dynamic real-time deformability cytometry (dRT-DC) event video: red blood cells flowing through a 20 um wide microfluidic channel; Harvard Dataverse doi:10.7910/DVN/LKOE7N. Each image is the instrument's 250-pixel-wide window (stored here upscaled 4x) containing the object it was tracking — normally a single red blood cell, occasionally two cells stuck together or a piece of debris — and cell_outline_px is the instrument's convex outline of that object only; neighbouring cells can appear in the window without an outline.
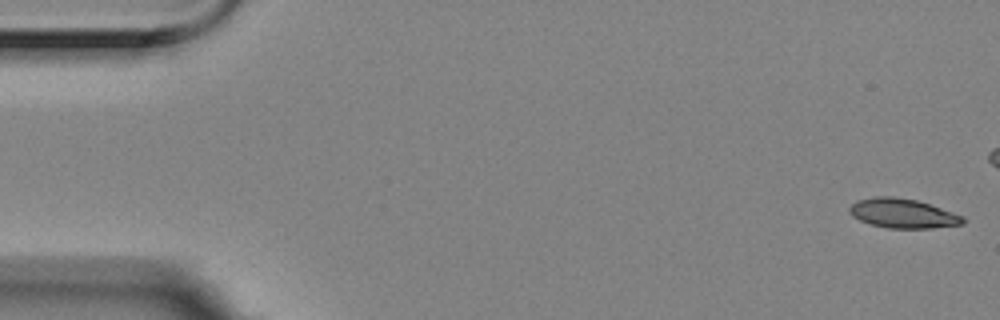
{"species": "Egyptian fruit bat (a non-hibernating species)", "species_latin": "Rousettus aegyptiacus", "temperature_condition": "room temperature", "stored_images_in_passage": 46, "camera_frame_rate_fps": 3000, "um_per_image_px": 0.085, "animal": {"sex": "female"}, "frame": {"image": 1, "passage_image": 1, "time_ms": 0.0, "image_size_px": [1000, 320], "cell_outline_px": [[968, 220], [964, 224], [928, 228], [888, 228], [872, 224], [860, 220], [852, 216], [848, 212], [848, 208], [856, 200], [876, 196], [892, 196], [916, 200], [964, 216]], "centroid_in_image_um": [76.73, 18.13], "position_along_channel_um": 8.3, "area_um2": 19.42}}
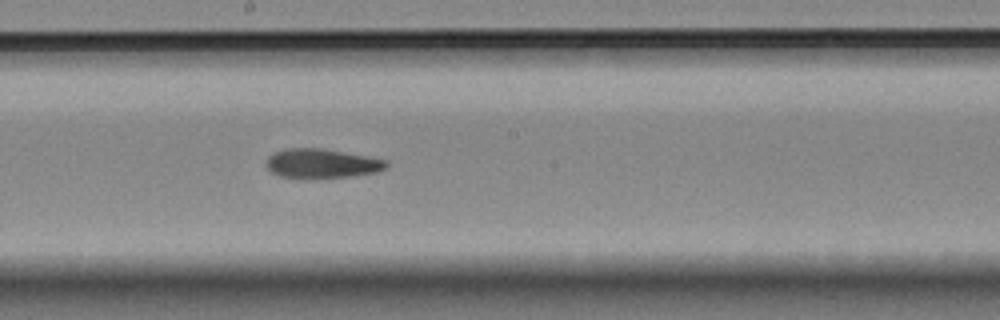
{"frame": {"image": 2, "passage_image": 30, "time_ms": 9.667, "image_size_px": [1000, 320], "cell_outline_px": [[388, 168], [376, 172], [352, 176], [280, 176], [272, 172], [264, 164], [268, 156], [272, 152], [288, 148], [320, 148], [368, 156], [388, 160]], "centroid_in_image_um": [27.37, 13.86], "position_along_channel_um": 220.8, "area_um2": 20.06}}
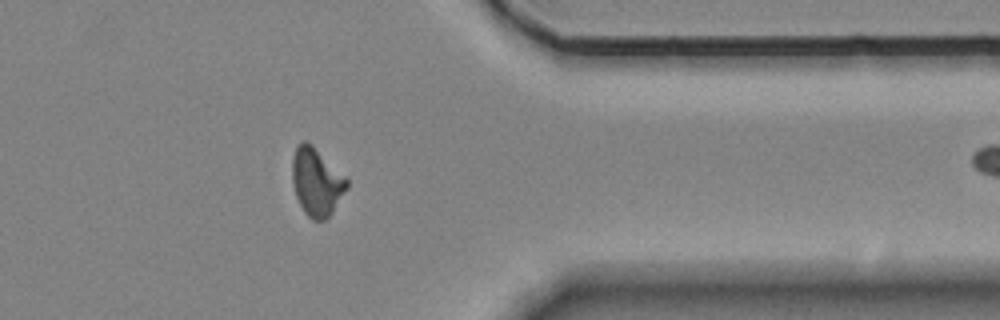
{"frame": {"image": 3, "passage_image": 45, "time_ms": 14.667, "image_size_px": [1000, 320], "cell_outline_px": [[348, 188], [332, 212], [324, 220], [312, 220], [304, 212], [296, 196], [292, 180], [292, 160], [296, 144], [300, 140], [304, 140], [312, 144], [348, 180]], "centroid_in_image_um": [26.89, 15.44], "position_along_channel_um": 384.5, "area_um2": 21.5}}